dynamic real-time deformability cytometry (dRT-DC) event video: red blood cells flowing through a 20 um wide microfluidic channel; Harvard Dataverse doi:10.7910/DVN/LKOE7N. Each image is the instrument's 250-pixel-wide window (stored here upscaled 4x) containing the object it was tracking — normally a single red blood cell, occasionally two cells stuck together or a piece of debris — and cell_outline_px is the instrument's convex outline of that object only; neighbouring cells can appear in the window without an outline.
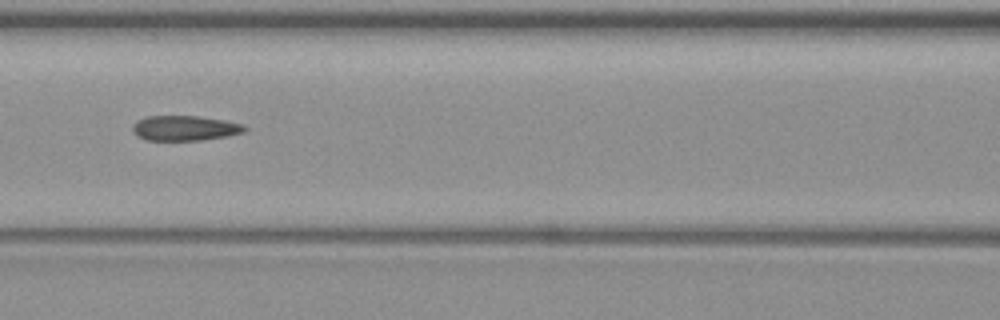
{"species": "common noctule bat (a hibernating species)", "species_latin": "Nyctalus noctula", "temperature_condition": "warm", "stored_images_in_passage": 11, "segment_of_instrument_passage": [1, 2], "camera_frame_rate_fps": 3000, "um_per_image_px": 0.085, "animal": {"sex": "female", "body_mass_g": 19.3, "forearm_length_mm": 54.1}, "frame": {"image": 1, "passage_image": 7, "time_ms": 8.0, "image_size_px": [1000, 320], "cell_outline_px": [[248, 128], [244, 132], [228, 136], [200, 140], [144, 140], [136, 136], [132, 132], [132, 124], [136, 120], [148, 116], [196, 116], [224, 120], [244, 124]], "centroid_in_image_um": [15.68, 10.89], "position_along_channel_um": 150.9, "area_um2": 16.53}}
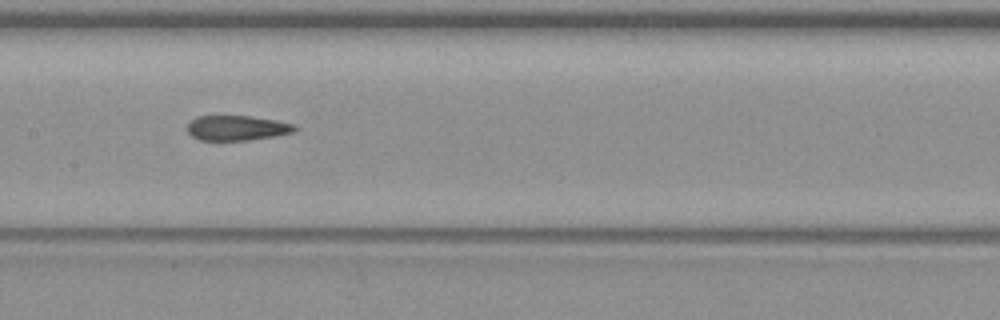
{"frame": {"image": 2, "passage_image": 8, "time_ms": 9.0, "image_size_px": [1000, 320], "cell_outline_px": [[300, 128], [292, 132], [272, 136], [248, 140], [200, 140], [192, 136], [188, 132], [188, 124], [196, 116], [252, 116], [276, 120], [296, 124]], "centroid_in_image_um": [20.17, 10.87], "position_along_channel_um": 187.2, "area_um2": 15.61}}
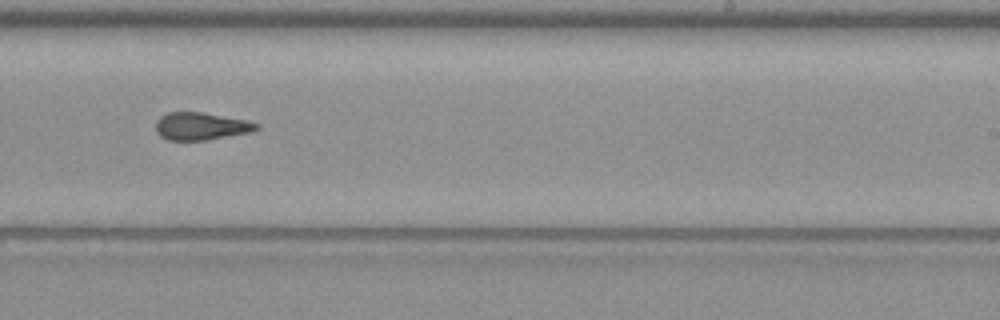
{"frame": {"image": 3, "passage_image": 10, "time_ms": 11.333, "image_size_px": [1000, 320], "cell_outline_px": [[260, 128], [252, 132], [208, 140], [168, 140], [160, 136], [156, 132], [156, 120], [160, 116], [168, 112], [200, 112], [244, 120], [260, 124]], "centroid_in_image_um": [17.07, 10.74], "position_along_channel_um": 271.9, "area_um2": 16.18}}